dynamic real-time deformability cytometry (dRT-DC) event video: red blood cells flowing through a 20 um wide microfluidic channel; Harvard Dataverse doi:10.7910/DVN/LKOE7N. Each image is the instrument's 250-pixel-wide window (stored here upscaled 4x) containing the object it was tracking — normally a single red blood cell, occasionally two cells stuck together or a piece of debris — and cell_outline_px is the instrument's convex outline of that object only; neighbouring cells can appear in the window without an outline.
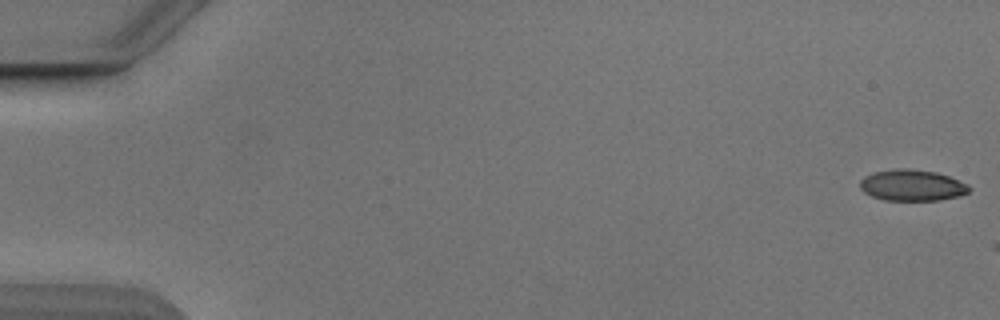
{"species": "Egyptian fruit bat (a non-hibernating species)", "species_latin": "Rousettus aegyptiacus", "temperature_condition": "cold", "stored_images_in_passage": 13, "camera_frame_rate_fps": 3000, "um_per_image_px": 0.085, "animal": {"sex": "male"}, "frame": {"image": 1, "passage_image": 1, "time_ms": 0.0, "image_size_px": [1000, 320], "cell_outline_px": [[972, 188], [968, 192], [960, 196], [940, 200], [884, 200], [872, 196], [864, 192], [860, 188], [860, 180], [864, 176], [872, 172], [896, 168], [908, 168], [936, 172], [948, 176], [968, 184]], "centroid_in_image_um": [77.52, 15.74], "position_along_channel_um": 7.5, "area_um2": 20.0}}